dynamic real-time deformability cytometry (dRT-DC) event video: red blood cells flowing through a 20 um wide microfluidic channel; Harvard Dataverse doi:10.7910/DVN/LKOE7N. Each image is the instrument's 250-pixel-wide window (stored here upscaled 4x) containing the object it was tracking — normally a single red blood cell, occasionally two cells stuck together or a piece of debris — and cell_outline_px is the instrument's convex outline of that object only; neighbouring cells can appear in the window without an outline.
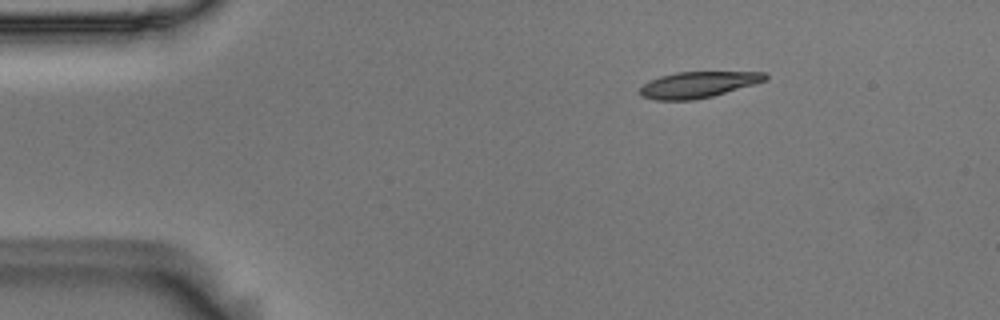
{"species": "Egyptian fruit bat (a non-hibernating species)", "species_latin": "Rousettus aegyptiacus", "temperature_condition": "room temperature", "stored_images_in_passage": 13, "camera_frame_rate_fps": 3000, "um_per_image_px": 0.085, "animal": {"sex": "male"}, "frame": {"image": 1, "passage_image": 1, "time_ms": 0.0, "image_size_px": [1000, 320], "cell_outline_px": [[768, 80], [756, 84], [712, 96], [692, 100], [656, 100], [640, 96], [640, 88], [644, 84], [660, 76], [676, 72], [764, 72], [768, 76]], "centroid_in_image_um": [59.36, 7.2], "position_along_channel_um": 25.6, "area_um2": 19.02}}
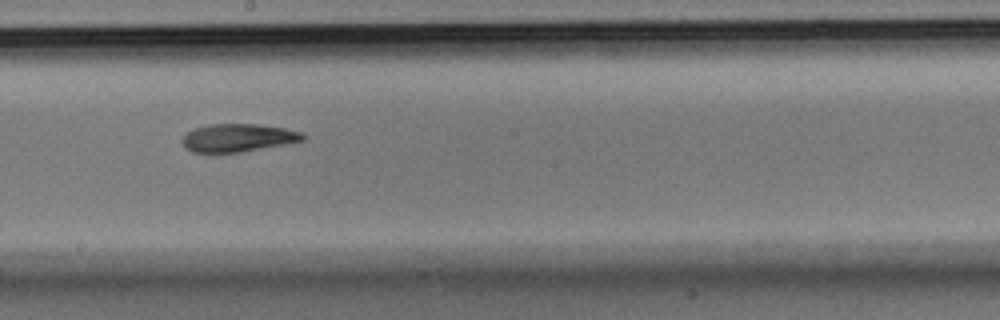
{"frame": {"image": 2, "passage_image": 7, "time_ms": 2.0, "image_size_px": [1000, 320], "cell_outline_px": [[304, 140], [284, 144], [240, 152], [192, 152], [184, 148], [180, 140], [188, 132], [196, 128], [208, 124], [256, 124], [284, 128], [304, 132]], "centroid_in_image_um": [20.2, 11.71], "position_along_channel_um": 228.0, "area_um2": 19.54}}
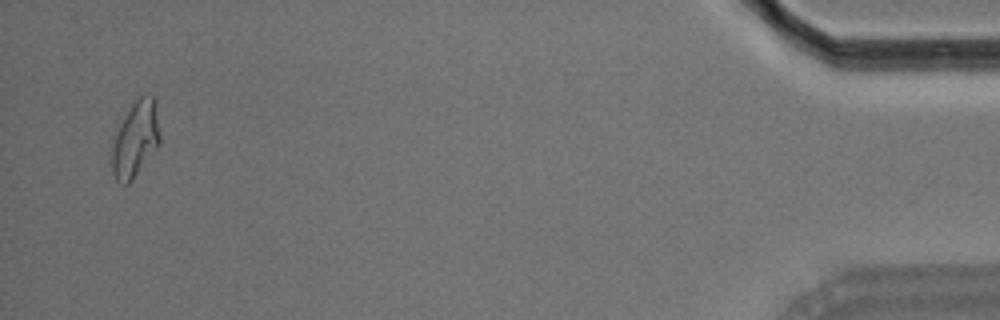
{"frame": {"image": 3, "passage_image": 13, "time_ms": 4.0, "image_size_px": [1000, 320], "cell_outline_px": [[160, 144], [132, 180], [128, 184], [120, 184], [116, 180], [112, 172], [108, 144], [132, 100], [144, 92], [148, 92], [156, 96], [160, 132]], "centroid_in_image_um": [11.48, 11.75], "position_along_channel_um": 423.7, "area_um2": 22.72}}